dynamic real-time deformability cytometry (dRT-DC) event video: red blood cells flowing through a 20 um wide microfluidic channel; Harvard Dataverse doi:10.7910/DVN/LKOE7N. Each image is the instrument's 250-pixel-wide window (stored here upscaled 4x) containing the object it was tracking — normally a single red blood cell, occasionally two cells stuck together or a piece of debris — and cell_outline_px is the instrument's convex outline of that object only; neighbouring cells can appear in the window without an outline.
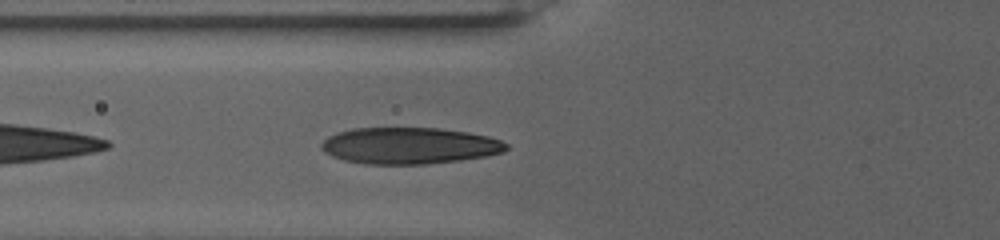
{"species": "human", "species_latin": "Homo sapiens", "temperature_condition": "warm", "stored_images_in_passage": 51, "camera_frame_rate_fps": 3000, "um_per_image_px": 0.085, "donor": {"sex": "female"}, "frame": {"image": 1, "passage_image": 5, "time_ms": 1.333, "image_size_px": [1000, 240], "cell_outline_px": [[508, 148], [504, 152], [484, 156], [460, 160], [428, 164], [364, 164], [344, 160], [332, 156], [324, 152], [320, 148], [320, 144], [328, 136], [336, 132], [352, 128], [436, 128], [468, 132], [488, 136], [500, 140], [508, 144]], "centroid_in_image_um": [34.76, 12.38], "position_along_channel_um": 91.0, "area_um2": 39.48}}
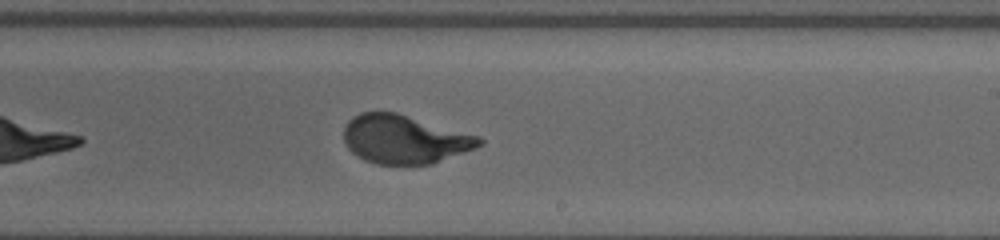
{"frame": {"image": 2, "passage_image": 24, "time_ms": 7.667, "image_size_px": [1000, 240], "cell_outline_px": [[484, 144], [476, 148], [432, 164], [376, 164], [364, 160], [352, 152], [348, 148], [344, 140], [344, 128], [348, 120], [352, 116], [360, 112], [396, 112], [480, 136], [484, 140]], "centroid_in_image_um": [34.39, 11.84], "position_along_channel_um": 254.6, "area_um2": 38.49}}
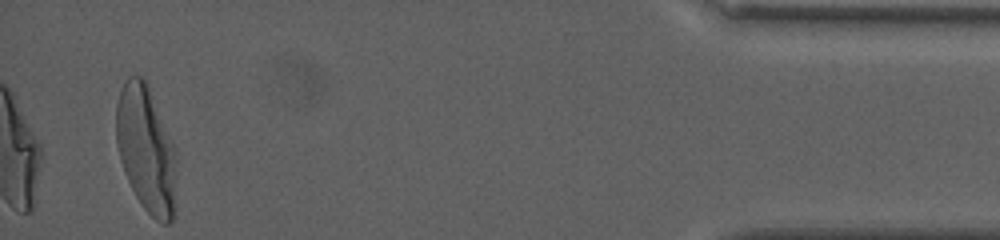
{"frame": {"image": 3, "passage_image": 51, "time_ms": 16.667, "image_size_px": [1000, 240], "cell_outline_px": [[176, 208], [172, 220], [168, 224], [160, 224], [140, 204], [124, 172], [120, 160], [116, 144], [116, 104], [124, 80], [128, 76], [144, 76], [176, 152]], "centroid_in_image_um": [12.42, 12.73], "position_along_channel_um": 422.8, "area_um2": 44.68}, "authors_computed_cell_mechanics": {"area_um2": 38.7838, "velocity_mm_per_s": 2.5849, "shape_relaxation_time_tau1_ms": 4.8886, "shape_relaxation_time_tau2_ms": null, "deformation_change_tau1": 0.2296, "deformation_change_tau2": null}}